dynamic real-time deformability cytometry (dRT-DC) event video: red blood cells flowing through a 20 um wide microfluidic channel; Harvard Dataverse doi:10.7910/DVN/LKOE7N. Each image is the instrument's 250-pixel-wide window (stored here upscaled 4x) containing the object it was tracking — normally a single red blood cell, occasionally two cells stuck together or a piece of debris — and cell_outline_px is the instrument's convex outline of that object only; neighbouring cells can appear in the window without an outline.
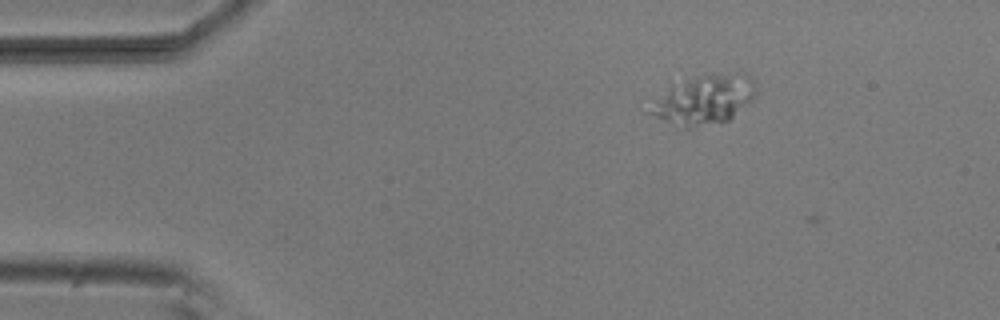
{"species": "common noctule bat (a hibernating species)", "species_latin": "Nyctalus noctula", "temperature_condition": "room temperature", "stored_images_in_passage": 2, "camera_frame_rate_fps": 3000, "um_per_image_px": 0.085, "animal": {"sex": "male", "body_mass_g": 20.5, "forearm_length_mm": 52.5}, "frame": {"image": 1, "passage_image": 1, "time_ms": 0.0, "image_size_px": [1000, 320], "cell_outline_px": [[756, 92], [752, 100], [728, 120], [692, 128], [684, 128], [656, 116], [652, 112], [656, 100], [672, 84], [696, 76], [712, 72], [740, 68], [748, 72], [752, 76], [756, 84]], "centroid_in_image_um": [60.02, 8.36], "position_along_channel_um": 25.0, "area_um2": 30.69}}